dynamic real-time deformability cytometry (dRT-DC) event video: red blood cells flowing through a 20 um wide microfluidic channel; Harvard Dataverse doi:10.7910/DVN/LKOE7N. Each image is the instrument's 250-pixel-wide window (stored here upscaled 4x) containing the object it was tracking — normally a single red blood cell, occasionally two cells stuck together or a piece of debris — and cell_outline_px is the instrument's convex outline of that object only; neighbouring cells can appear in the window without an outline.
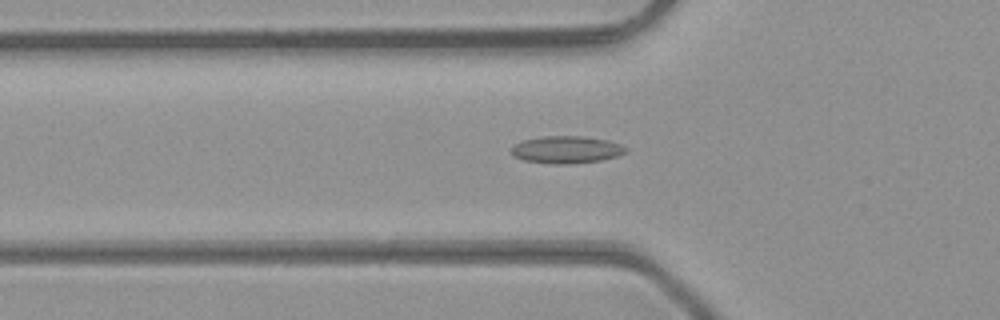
{"species": "common noctule bat (a hibernating species)", "species_latin": "Nyctalus noctula", "temperature_condition": "room temperature", "stored_images_in_passage": 41, "camera_frame_rate_fps": 3000, "um_per_image_px": 0.085, "animal": {"sex": "male", "body_mass_g": 23.1, "forearm_length_mm": 52.7}, "frame": {"image": 1, "passage_image": 13, "time_ms": 4.0, "image_size_px": [1000, 320], "cell_outline_px": [[628, 152], [616, 156], [600, 160], [572, 164], [552, 164], [524, 160], [512, 156], [512, 148], [516, 144], [524, 140], [544, 136], [580, 136], [608, 140], [620, 144], [628, 148]], "centroid_in_image_um": [48.17, 12.73], "position_along_channel_um": 77.6, "area_um2": 18.15}}
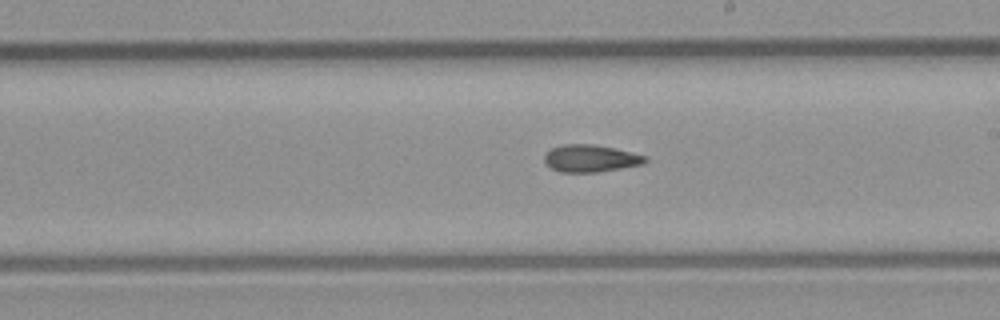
{"frame": {"image": 2, "passage_image": 24, "time_ms": 7.667, "image_size_px": [1000, 320], "cell_outline_px": [[648, 160], [644, 164], [596, 172], [560, 172], [552, 168], [544, 160], [544, 156], [552, 148], [564, 144], [592, 144], [612, 148], [648, 156]], "centroid_in_image_um": [50.22, 13.46], "position_along_channel_um": 238.8, "area_um2": 15.78}}
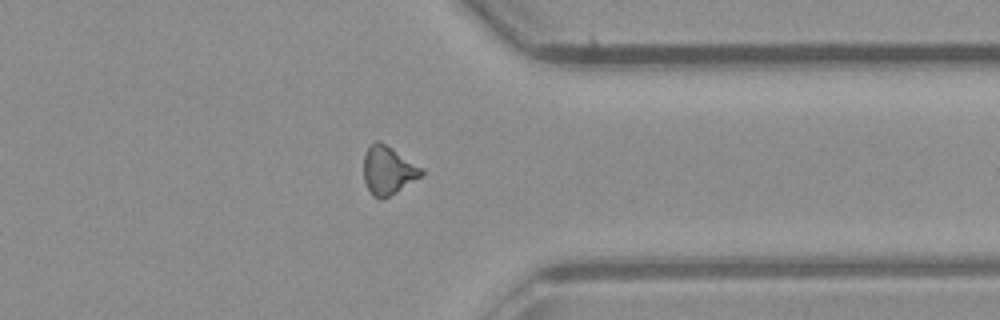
{"frame": {"image": 3, "passage_image": 34, "time_ms": 11.0, "image_size_px": [1000, 320], "cell_outline_px": [[424, 172], [420, 176], [396, 192], [380, 200], [372, 196], [364, 180], [364, 156], [368, 148], [376, 140], [380, 140], [424, 168]], "centroid_in_image_um": [32.99, 14.46], "position_along_channel_um": 378.4, "area_um2": 16.18}, "authors_computed_cell_mechanics": {"area_um2": 16.2418, "velocity_mm_per_s": 4.356, "shape_relaxation_time_tau1_ms": null, "shape_relaxation_time_tau2_ms": 4.4776, "deformation_change_tau1": null, "deformation_change_tau2": 0.1316}}